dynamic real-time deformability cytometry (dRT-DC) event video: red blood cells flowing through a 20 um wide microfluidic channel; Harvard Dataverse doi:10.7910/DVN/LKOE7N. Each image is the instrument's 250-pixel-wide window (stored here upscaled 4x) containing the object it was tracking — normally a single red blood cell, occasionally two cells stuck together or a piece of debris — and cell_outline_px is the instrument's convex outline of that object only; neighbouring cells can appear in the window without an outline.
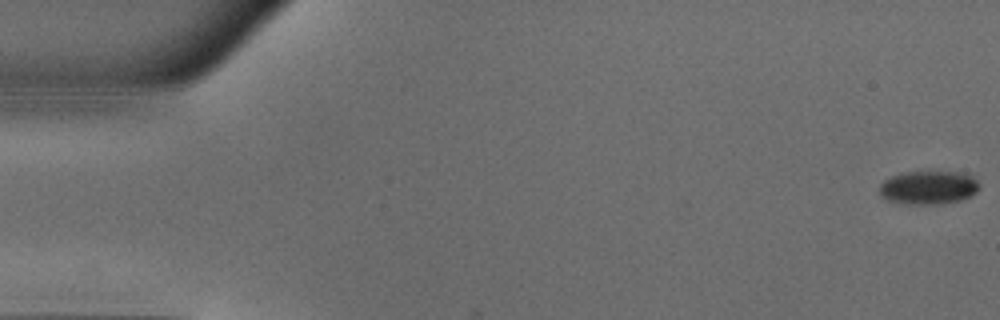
{"species": "common noctule bat (a hibernating species)", "species_latin": "Nyctalus noctula", "temperature_condition": "warm", "stored_images_in_passage": 51, "camera_frame_rate_fps": 3000, "um_per_image_px": 0.085, "animal": {"sex": "male", "body_mass_g": 18.8}, "frame": {"image": 1, "passage_image": 1, "time_ms": 0.0, "image_size_px": [1000, 320], "cell_outline_px": [[980, 188], [972, 196], [960, 200], [940, 204], [908, 204], [888, 200], [880, 196], [880, 184], [884, 180], [892, 176], [908, 172], [956, 172], [972, 176], [980, 184]], "centroid_in_image_um": [78.94, 15.95], "position_along_channel_um": 6.1, "area_um2": 19.42}}
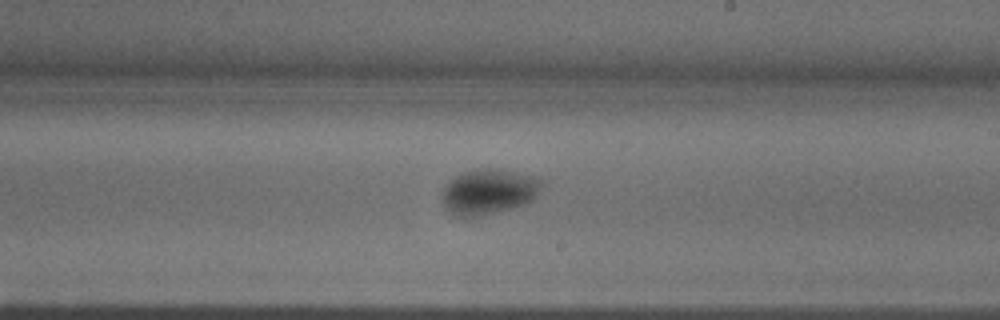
{"frame": {"image": 2, "passage_image": 30, "time_ms": 9.667, "image_size_px": [1000, 320], "cell_outline_px": [[544, 184], [536, 196], [532, 200], [524, 204], [512, 208], [464, 220], [452, 216], [444, 208], [444, 188], [456, 176], [464, 172], [484, 168], [488, 168], [512, 172], [532, 176], [544, 180]], "centroid_in_image_um": [41.54, 16.35], "position_along_channel_um": 247.5, "area_um2": 26.3}}
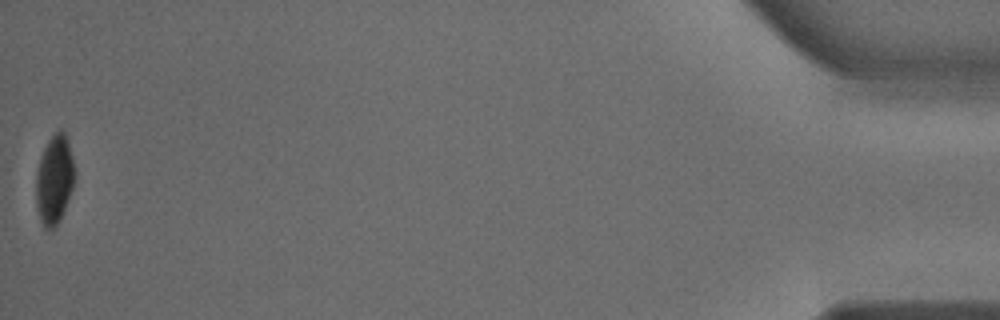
{"frame": {"image": 3, "passage_image": 51, "time_ms": 16.667, "image_size_px": [1000, 320], "cell_outline_px": [[76, 176], [72, 188], [60, 220], [52, 228], [44, 228], [40, 220], [36, 204], [36, 172], [40, 156], [48, 140], [60, 128], [64, 132], [72, 156]], "centroid_in_image_um": [4.61, 15.26], "position_along_channel_um": 430.6, "area_um2": 19.88}, "authors_computed_cell_mechanics": {"area_um2": 23.12, "velocity_mm_per_s": 3.9943, "shape_relaxation_time_tau1_ms": 5.2229, "shape_relaxation_time_tau2_ms": 1.4905, "deformation_change_tau1": 0.123, "deformation_change_tau2": 0.0281}}